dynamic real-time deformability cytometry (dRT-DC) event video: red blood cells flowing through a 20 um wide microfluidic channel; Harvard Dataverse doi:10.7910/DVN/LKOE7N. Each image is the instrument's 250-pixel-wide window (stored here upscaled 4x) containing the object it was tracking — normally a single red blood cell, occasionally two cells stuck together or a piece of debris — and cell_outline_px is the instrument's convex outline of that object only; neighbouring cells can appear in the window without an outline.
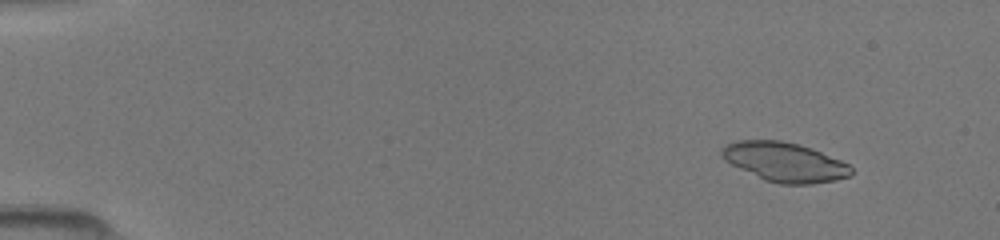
{"species": "common noctule bat (a hibernating species)", "species_latin": "Nyctalus noctula", "temperature_condition": "room temperature", "stored_images_in_passage": 45, "segment_of_instrument_passage": [1, 2], "camera_frame_rate_fps": 3000, "um_per_image_px": 0.085, "animal": {"sex": "female", "body_mass_g": 19.5, "forearm_length_mm": 54.1}, "frame": {"image": 1, "passage_image": 2, "time_ms": 0.333, "image_size_px": [1000, 240], "cell_outline_px": [[852, 172], [848, 176], [836, 180], [812, 184], [780, 184], [764, 180], [724, 160], [720, 156], [720, 148], [736, 140], [780, 140], [812, 148], [840, 160], [848, 164], [852, 168]], "centroid_in_image_um": [66.67, 13.77], "position_along_channel_um": 18.3, "area_um2": 29.54}}